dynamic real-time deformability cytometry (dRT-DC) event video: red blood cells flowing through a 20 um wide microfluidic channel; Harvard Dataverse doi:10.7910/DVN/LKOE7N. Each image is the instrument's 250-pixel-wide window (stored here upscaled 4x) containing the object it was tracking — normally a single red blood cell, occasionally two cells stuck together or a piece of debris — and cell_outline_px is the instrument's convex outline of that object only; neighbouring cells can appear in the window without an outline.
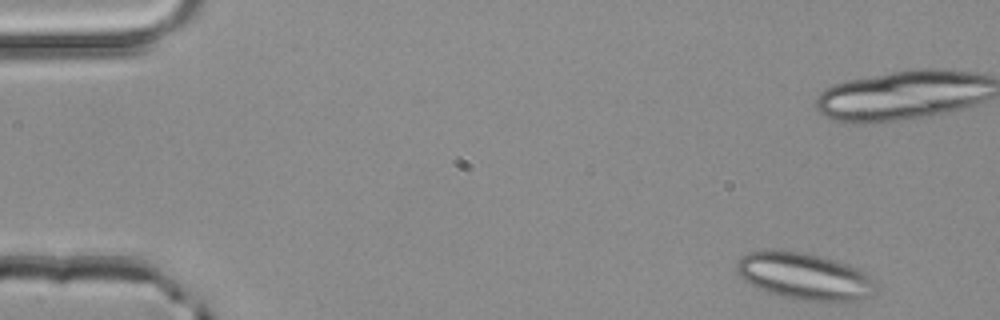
{"species": "common noctule bat (a hibernating species)", "species_latin": "Nyctalus noctula", "temperature_condition": "room temperature", "stored_images_in_passage": 49, "camera_frame_rate_fps": 3000, "um_per_image_px": 0.085, "animal": {"sex": "male", "body_mass_g": 20.4}, "frame": {"image": 1, "passage_image": 1, "time_ms": 0.0, "image_size_px": [1000, 320], "cell_outline_px": [[880, 288], [872, 296], [852, 300], [804, 300], [780, 296], [764, 292], [756, 288], [744, 280], [740, 276], [736, 268], [736, 260], [748, 252], [772, 248], [804, 252], [836, 260], [856, 268], [864, 272]], "centroid_in_image_um": [68.33, 23.45], "position_along_channel_um": 16.7, "area_um2": 38.26}, "authors_computed_cell_mechanics": {"area_um2": 19.8832, "velocity_mm_per_s": 4.0184, "shape_relaxation_time_tau1_ms": null, "shape_relaxation_time_tau2_ms": 0.8847, "deformation_change_tau1": null, "deformation_change_tau2": 0.0719}}